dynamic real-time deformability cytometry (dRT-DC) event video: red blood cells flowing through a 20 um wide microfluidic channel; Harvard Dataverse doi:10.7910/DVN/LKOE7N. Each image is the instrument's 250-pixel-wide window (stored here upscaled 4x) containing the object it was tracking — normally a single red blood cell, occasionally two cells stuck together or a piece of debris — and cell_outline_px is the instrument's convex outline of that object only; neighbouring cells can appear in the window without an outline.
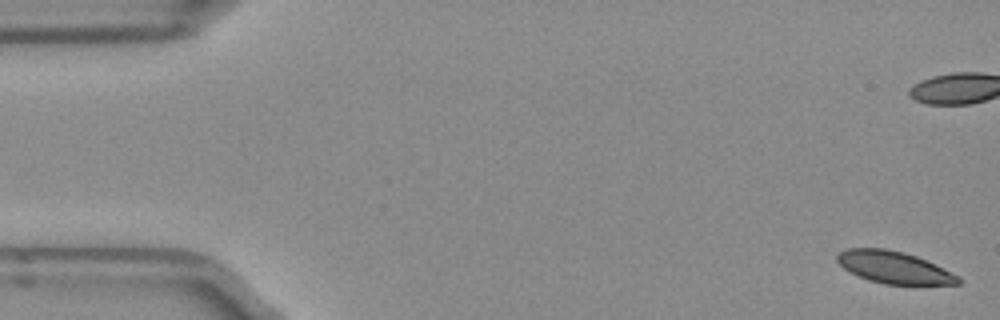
{"species": "Egyptian fruit bat (a non-hibernating species)", "species_latin": "Rousettus aegyptiacus", "temperature_condition": "room temperature", "stored_images_in_passage": 52, "camera_frame_rate_fps": 3000, "um_per_image_px": 0.085, "frame": {"image": 1, "passage_image": 1, "time_ms": 0.0, "image_size_px": [1000, 320], "cell_outline_px": [[960, 284], [884, 284], [868, 280], [844, 268], [836, 260], [836, 256], [840, 252], [848, 248], [884, 248], [904, 252], [916, 256], [960, 276]], "centroid_in_image_um": [75.98, 22.72], "position_along_channel_um": 9.0, "area_um2": 22.31}}
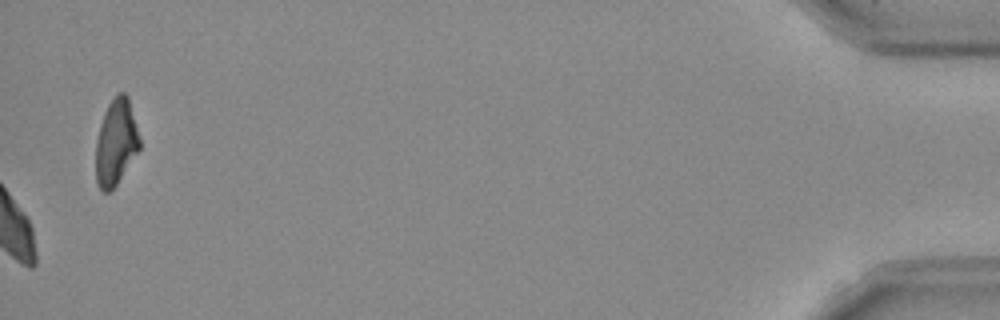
{"frame": {"image": 2, "passage_image": 52, "time_ms": 17.0, "image_size_px": [1000, 320], "cell_outline_px": [[140, 148], [116, 184], [108, 192], [104, 192], [100, 188], [96, 180], [96, 140], [100, 124], [104, 112], [108, 104], [120, 92], [124, 92], [128, 96], [140, 140]], "centroid_in_image_um": [9.84, 12.08], "position_along_channel_um": 425.4, "area_um2": 21.56}, "authors_computed_cell_mechanics": {"area_um2": 24.9696, "velocity_mm_per_s": 3.9196, "shape_relaxation_time_tau1_ms": 3.9828, "shape_relaxation_time_tau2_ms": 7.2802, "deformation_change_tau1": 0.106, "deformation_change_tau2": 0.1482}}